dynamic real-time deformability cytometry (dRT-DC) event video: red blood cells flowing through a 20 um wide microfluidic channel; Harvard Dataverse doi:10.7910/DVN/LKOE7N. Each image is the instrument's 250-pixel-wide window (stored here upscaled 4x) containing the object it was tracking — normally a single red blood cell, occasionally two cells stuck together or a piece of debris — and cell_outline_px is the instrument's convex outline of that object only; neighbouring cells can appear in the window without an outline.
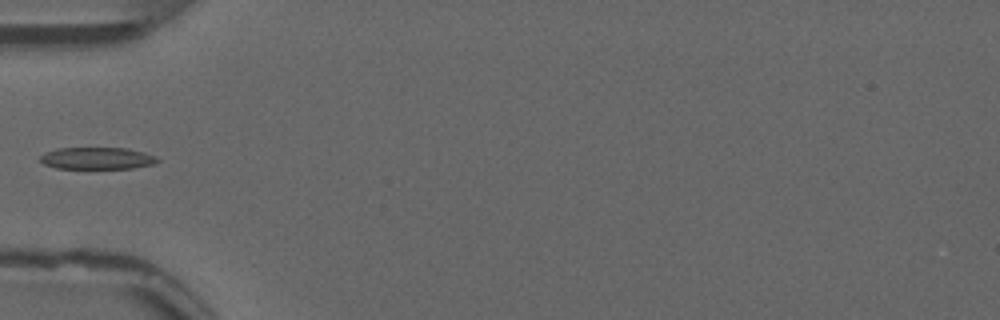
{"species": "common noctule bat (a hibernating species)", "species_latin": "Nyctalus noctula", "temperature_condition": "warm", "stored_images_in_passage": 36, "camera_frame_rate_fps": 3000, "um_per_image_px": 0.085, "animal": {"sex": "male", "forearm_length_mm": 52.5}, "frame": {"image": 1, "passage_image": 1, "time_ms": 0.0, "image_size_px": [1000, 320], "cell_outline_px": [[160, 160], [152, 164], [132, 168], [56, 168], [44, 164], [40, 160], [40, 156], [44, 152], [56, 148], [128, 148], [144, 152]], "centroid_in_image_um": [8.2, 13.44], "position_along_channel_um": 76.8, "area_um2": 14.85}}
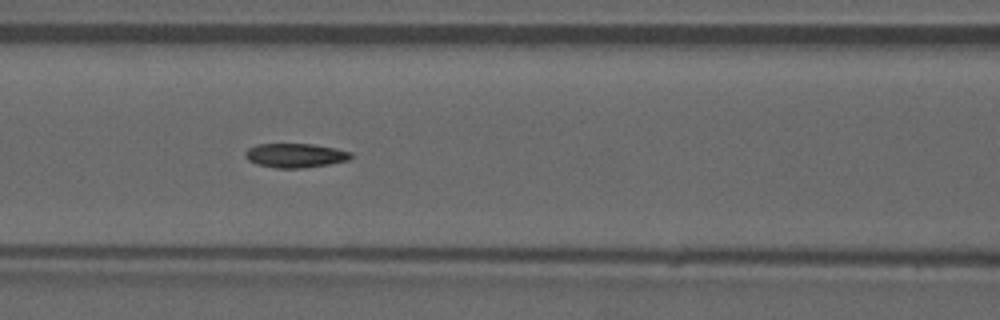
{"frame": {"image": 2, "passage_image": 6, "time_ms": 1.667, "image_size_px": [1000, 320], "cell_outline_px": [[356, 156], [348, 160], [328, 164], [304, 168], [276, 168], [256, 164], [248, 160], [244, 156], [244, 152], [248, 148], [256, 144], [312, 144], [336, 148], [352, 152]], "centroid_in_image_um": [25.11, 13.21], "position_along_channel_um": 141.5, "area_um2": 15.09}}